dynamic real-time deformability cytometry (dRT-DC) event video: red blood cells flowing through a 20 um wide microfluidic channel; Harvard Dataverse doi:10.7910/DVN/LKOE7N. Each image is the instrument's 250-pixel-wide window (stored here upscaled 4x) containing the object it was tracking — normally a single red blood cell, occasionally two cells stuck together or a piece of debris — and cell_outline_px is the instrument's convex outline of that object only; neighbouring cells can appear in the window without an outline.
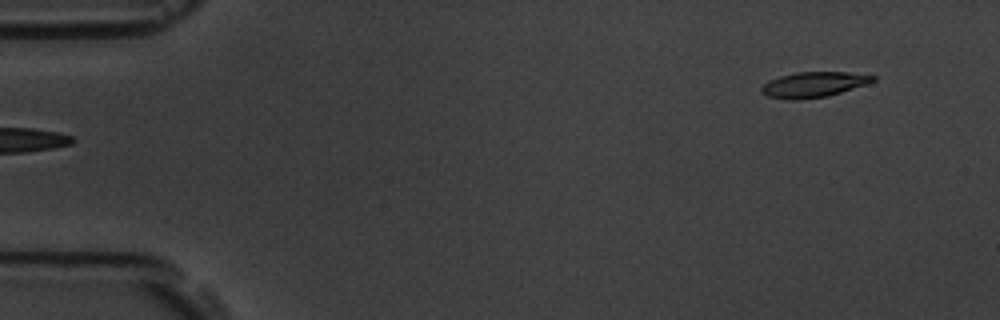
{"species": "common noctule bat (a hibernating species)", "species_latin": "Nyctalus noctula", "temperature_condition": "room temperature", "stored_images_in_passage": 3, "segment_of_instrument_passage": [2, 2], "camera_frame_rate_fps": 3000, "um_per_image_px": 0.085, "animal": {"sex": "male", "body_mass_g": 19.5, "forearm_length_mm": 54.6}, "frame": {"image": 1, "passage_image": 3, "time_ms": 2.333, "image_size_px": [1000, 320], "cell_outline_px": [[876, 80], [868, 84], [828, 96], [800, 100], [784, 100], [768, 96], [760, 92], [760, 88], [768, 80], [780, 76], [796, 72], [848, 72], [876, 76]], "centroid_in_image_um": [69.14, 7.2], "position_along_channel_um": 15.9, "area_um2": 16.7}}